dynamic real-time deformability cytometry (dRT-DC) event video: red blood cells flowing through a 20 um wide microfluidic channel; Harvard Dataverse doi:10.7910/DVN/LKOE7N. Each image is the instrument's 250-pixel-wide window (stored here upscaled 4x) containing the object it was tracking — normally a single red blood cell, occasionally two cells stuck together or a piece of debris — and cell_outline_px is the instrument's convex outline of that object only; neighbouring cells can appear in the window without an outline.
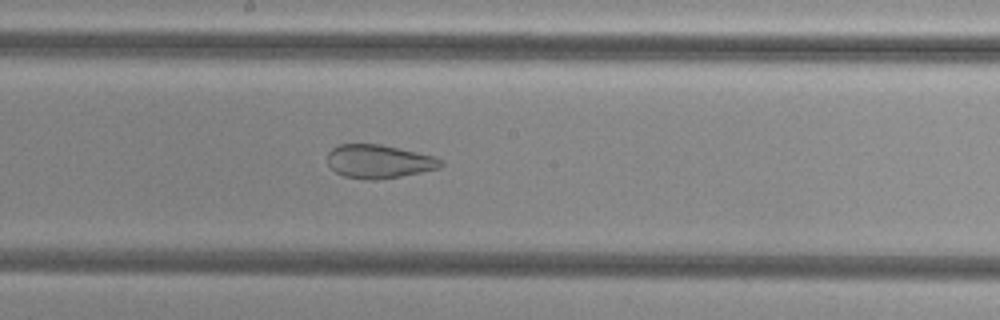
{"species": "common noctule bat (a hibernating species)", "species_latin": "Nyctalus noctula", "temperature_condition": "cold", "stored_images_in_passage": 54, "camera_frame_rate_fps": 3000, "um_per_image_px": 0.085, "animal": {"sex": "female", "body_mass_g": 29.2, "forearm_length_mm": 56.3}, "frame": {"image": 1, "passage_image": 30, "time_ms": 9.667, "image_size_px": [1000, 320], "cell_outline_px": [[444, 164], [440, 168], [400, 176], [376, 180], [364, 180], [344, 176], [336, 172], [328, 164], [328, 152], [332, 148], [340, 144], [380, 144], [436, 156], [444, 160]], "centroid_in_image_um": [32.23, 13.72], "position_along_channel_um": 216.0, "area_um2": 22.25}}
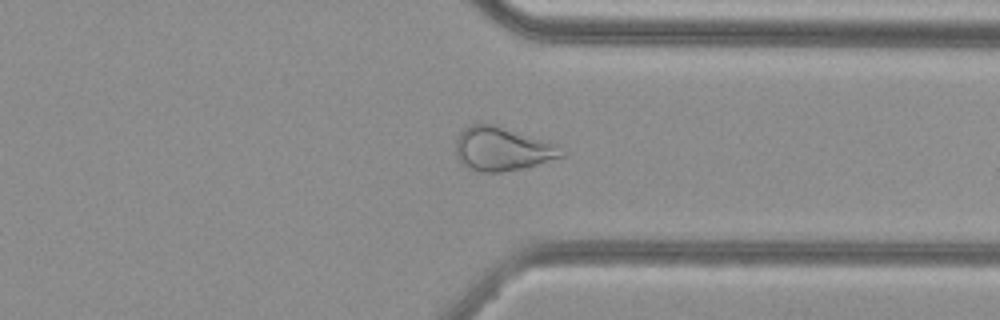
{"frame": {"image": 2, "passage_image": 42, "time_ms": 13.667, "image_size_px": [1000, 320], "cell_outline_px": [[568, 152], [564, 156], [536, 164], [520, 168], [500, 172], [480, 172], [464, 164], [456, 156], [456, 140], [460, 132], [464, 128], [472, 124], [492, 124], [548, 140], [556, 144]], "centroid_in_image_um": [42.73, 12.64], "position_along_channel_um": 368.7, "area_um2": 26.76}}
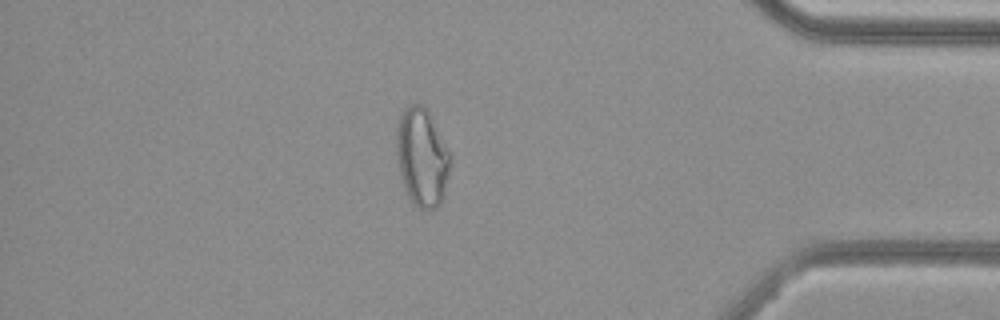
{"frame": {"image": 3, "passage_image": 47, "time_ms": 15.333, "image_size_px": [1000, 320], "cell_outline_px": [[448, 176], [444, 196], [440, 204], [436, 208], [416, 208], [412, 204], [404, 188], [400, 176], [396, 152], [396, 132], [400, 116], [404, 108], [408, 104], [420, 104], [428, 112], [448, 152]], "centroid_in_image_um": [35.81, 13.41], "position_along_channel_um": 399.4, "area_um2": 30.23}}